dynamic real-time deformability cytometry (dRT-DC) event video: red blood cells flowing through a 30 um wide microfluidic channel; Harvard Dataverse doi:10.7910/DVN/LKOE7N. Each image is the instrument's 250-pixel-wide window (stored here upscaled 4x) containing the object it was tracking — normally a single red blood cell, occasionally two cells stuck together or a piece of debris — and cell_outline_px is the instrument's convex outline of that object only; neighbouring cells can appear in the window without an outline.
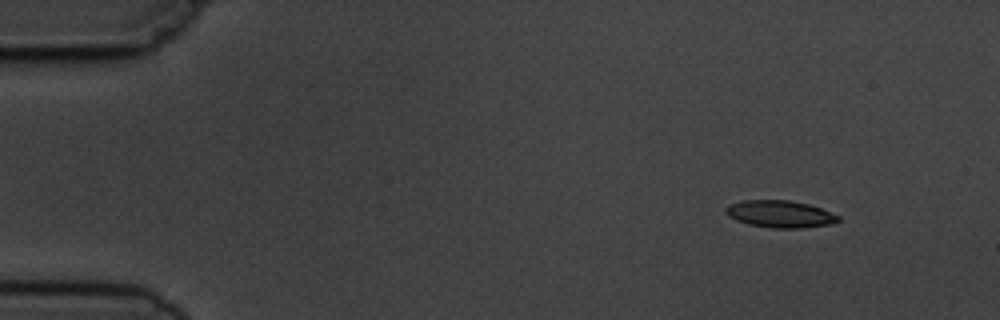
{"species": "common noctule bat (a hibernating species)", "species_latin": "Nyctalus noctula", "temperature_condition": "cold", "stored_images_in_passage": 5, "camera_frame_rate_fps": 3000, "um_per_image_px": 0.085, "animal": {"sex": "male", "body_mass_g": 19.5, "forearm_length_mm": 54.6}, "frame": {"image": 1, "passage_image": 1, "time_ms": 0.0, "image_size_px": [1000, 320], "cell_outline_px": [[840, 220], [832, 224], [800, 228], [772, 228], [752, 224], [736, 220], [728, 216], [724, 212], [724, 208], [728, 204], [744, 200], [788, 200], [808, 204], [820, 208], [840, 216]], "centroid_in_image_um": [66.29, 18.18], "position_along_channel_um": 18.7, "area_um2": 17.74}}
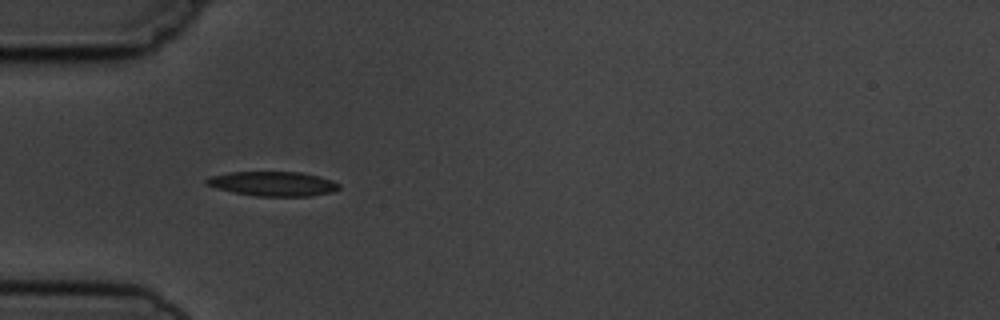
{"frame": {"image": 2, "passage_image": 4, "time_ms": 3.667, "image_size_px": [1000, 320], "cell_outline_px": [[340, 188], [328, 192], [308, 196], [256, 196], [216, 188], [204, 184], [204, 180], [212, 176], [228, 172], [300, 172], [332, 180], [340, 184]], "centroid_in_image_um": [23.16, 15.61], "position_along_channel_um": 61.8, "area_um2": 18.67}}
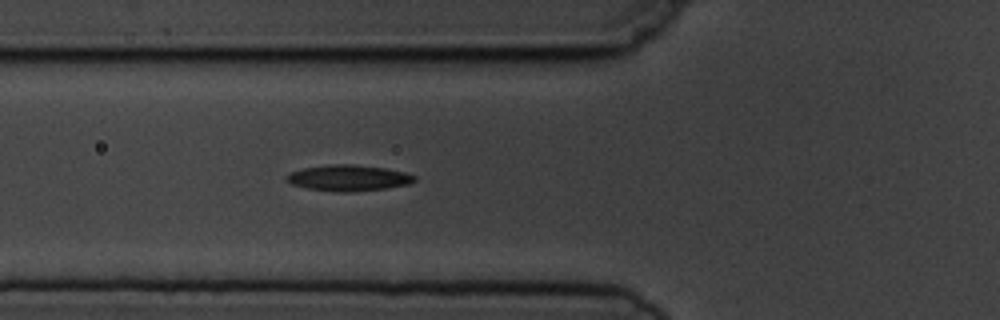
{"frame": {"image": 3, "passage_image": 5, "time_ms": 4.667, "image_size_px": [1000, 320], "cell_outline_px": [[416, 180], [408, 184], [384, 188], [348, 192], [336, 192], [308, 188], [292, 184], [284, 176], [292, 172], [304, 168], [332, 164], [352, 164], [384, 168], [404, 172], [416, 176]], "centroid_in_image_um": [29.62, 15.12], "position_along_channel_um": 96.2, "area_um2": 19.07}}